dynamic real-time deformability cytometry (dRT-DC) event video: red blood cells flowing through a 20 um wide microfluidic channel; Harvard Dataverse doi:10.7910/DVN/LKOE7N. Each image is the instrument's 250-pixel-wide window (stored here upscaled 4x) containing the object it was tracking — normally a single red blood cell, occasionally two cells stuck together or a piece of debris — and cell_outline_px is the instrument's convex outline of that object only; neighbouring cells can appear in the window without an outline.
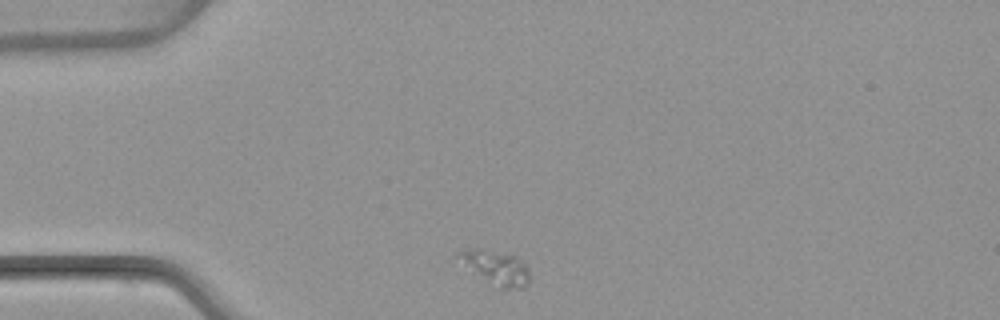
{"species": "common noctule bat (a hibernating species)", "species_latin": "Nyctalus noctula", "temperature_condition": "warm", "stored_images_in_passage": 2, "camera_frame_rate_fps": 3000, "um_per_image_px": 0.085, "animal": {"sex": "female", "body_mass_g": 22.7, "forearm_length_mm": 54.2}, "frame": {"image": 1, "passage_image": 1, "time_ms": 0.0, "image_size_px": [1000, 320], "cell_outline_px": [[528, 284], [524, 288], [500, 288], [472, 272], [456, 256], [456, 252], [472, 248], [480, 248], [516, 256], [528, 268]], "centroid_in_image_um": [42.14, 22.73], "position_along_channel_um": 42.9, "area_um2": 13.87}}
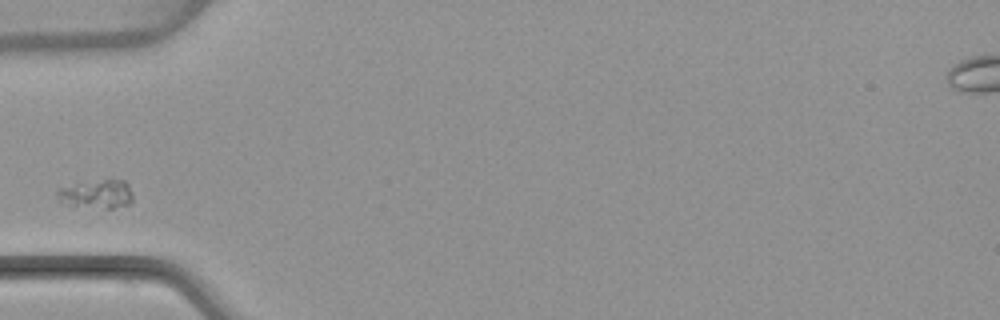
{"frame": {"image": 2, "passage_image": 2, "time_ms": 1.667, "image_size_px": [1000, 320], "cell_outline_px": [[132, 200], [128, 204], [112, 208], [108, 208], [76, 204], [56, 200], [56, 192], [60, 188], [76, 184], [112, 176], [124, 180], [128, 184], [132, 192]], "centroid_in_image_um": [8.29, 16.42], "position_along_channel_um": 76.7, "area_um2": 12.54}}